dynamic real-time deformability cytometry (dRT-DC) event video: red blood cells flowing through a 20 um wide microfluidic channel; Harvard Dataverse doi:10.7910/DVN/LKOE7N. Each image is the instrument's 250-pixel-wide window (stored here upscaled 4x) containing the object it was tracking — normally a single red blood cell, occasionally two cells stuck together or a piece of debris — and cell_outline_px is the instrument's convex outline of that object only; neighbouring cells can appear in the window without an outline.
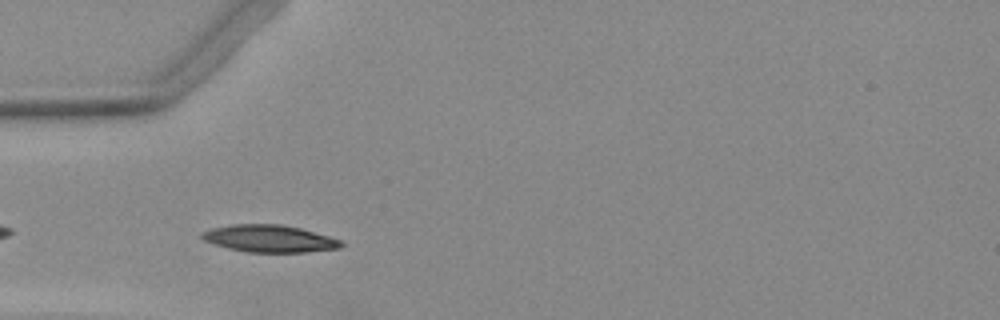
{"species": "Egyptian fruit bat (a non-hibernating species)", "species_latin": "Rousettus aegyptiacus", "temperature_condition": "warm", "stored_images_in_passage": 21, "camera_frame_rate_fps": 3000, "um_per_image_px": 0.085, "animal": {"sex": "female"}, "frame": {"image": 1, "passage_image": 3, "time_ms": 0.667, "image_size_px": [1000, 320], "cell_outline_px": [[344, 244], [340, 248], [304, 252], [248, 252], [228, 248], [204, 240], [200, 236], [200, 232], [212, 228], [232, 224], [280, 224], [300, 228], [344, 240]], "centroid_in_image_um": [22.92, 20.27], "position_along_channel_um": 62.1, "area_um2": 22.08}}
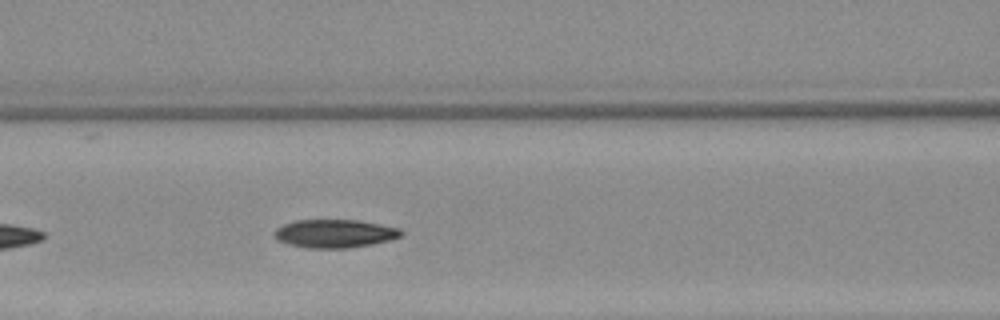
{"frame": {"image": 2, "passage_image": 9, "time_ms": 2.667, "image_size_px": [1000, 320], "cell_outline_px": [[404, 232], [400, 236], [388, 240], [372, 244], [348, 248], [308, 248], [288, 244], [276, 240], [272, 236], [272, 232], [276, 228], [284, 224], [296, 220], [356, 220], [380, 224], [400, 228]], "centroid_in_image_um": [28.4, 19.85], "position_along_channel_um": 138.2, "area_um2": 20.98}}
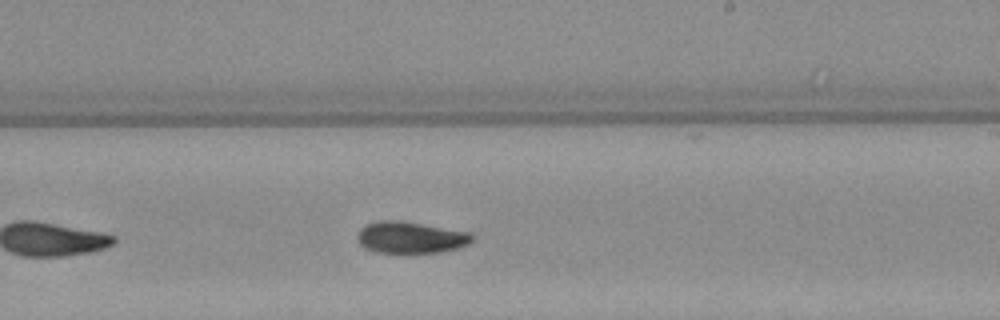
{"frame": {"image": 3, "passage_image": 18, "time_ms": 5.667, "image_size_px": [1000, 320], "cell_outline_px": [[472, 240], [468, 244], [456, 248], [440, 252], [376, 252], [364, 248], [356, 240], [356, 232], [360, 228], [376, 220], [400, 220], [468, 232], [472, 236]], "centroid_in_image_um": [34.81, 20.17], "position_along_channel_um": 254.2, "area_um2": 21.04}}